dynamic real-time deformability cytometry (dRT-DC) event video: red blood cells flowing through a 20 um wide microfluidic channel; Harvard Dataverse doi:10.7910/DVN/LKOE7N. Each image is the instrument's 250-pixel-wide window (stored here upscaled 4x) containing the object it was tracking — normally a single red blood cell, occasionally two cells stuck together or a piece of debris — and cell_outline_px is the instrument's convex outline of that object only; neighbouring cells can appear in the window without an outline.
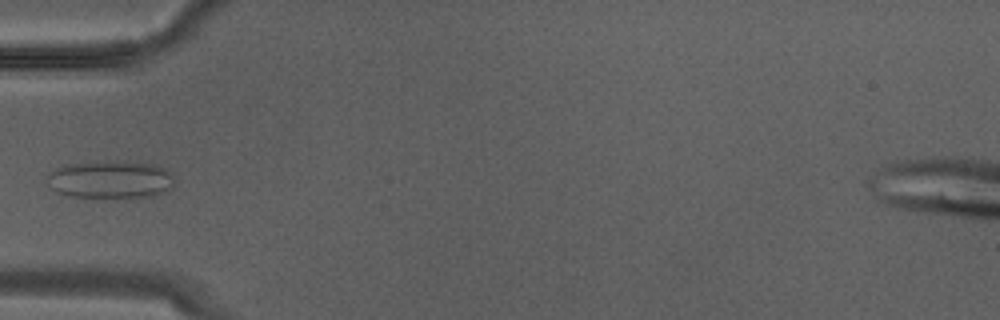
{"species": "Egyptian fruit bat (a non-hibernating species)", "species_latin": "Rousettus aegyptiacus", "temperature_condition": "warm", "stored_images_in_passage": 3, "camera_frame_rate_fps": 3000, "um_per_image_px": 0.085, "animal": {"sex": "male"}, "frame": {"image": 1, "passage_image": 2, "time_ms": 0.333, "image_size_px": [1000, 320], "cell_outline_px": [[176, 176], [172, 184], [164, 192], [152, 196], [72, 196], [60, 192], [44, 184], [44, 176], [68, 164], [124, 160], [160, 164]], "centroid_in_image_um": [9.43, 15.22], "position_along_channel_um": 75.6, "area_um2": 27.92}}